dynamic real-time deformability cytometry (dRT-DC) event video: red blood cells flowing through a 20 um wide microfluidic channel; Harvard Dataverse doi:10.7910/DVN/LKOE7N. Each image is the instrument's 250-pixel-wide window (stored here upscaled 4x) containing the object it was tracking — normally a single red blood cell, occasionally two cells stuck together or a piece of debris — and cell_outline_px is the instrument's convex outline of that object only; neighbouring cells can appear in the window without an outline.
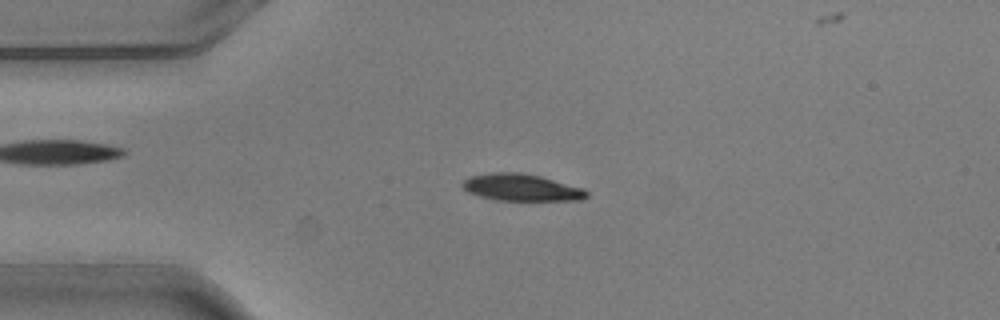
{"species": "common noctule bat (a hibernating species)", "species_latin": "Nyctalus noctula", "temperature_condition": "warm", "stored_images_in_passage": 3, "camera_frame_rate_fps": 3000, "um_per_image_px": 0.085, "animal": {"sex": "male", "body_mass_g": 20.5, "forearm_length_mm": 52.5}, "frame": {"image": 1, "passage_image": 2, "time_ms": 0.333, "image_size_px": [1000, 320], "cell_outline_px": [[588, 196], [580, 200], [496, 200], [480, 196], [468, 192], [460, 184], [468, 176], [496, 172], [520, 172], [540, 176], [584, 188], [588, 192]], "centroid_in_image_um": [44.31, 15.93], "position_along_channel_um": 40.7, "area_um2": 19.48}}